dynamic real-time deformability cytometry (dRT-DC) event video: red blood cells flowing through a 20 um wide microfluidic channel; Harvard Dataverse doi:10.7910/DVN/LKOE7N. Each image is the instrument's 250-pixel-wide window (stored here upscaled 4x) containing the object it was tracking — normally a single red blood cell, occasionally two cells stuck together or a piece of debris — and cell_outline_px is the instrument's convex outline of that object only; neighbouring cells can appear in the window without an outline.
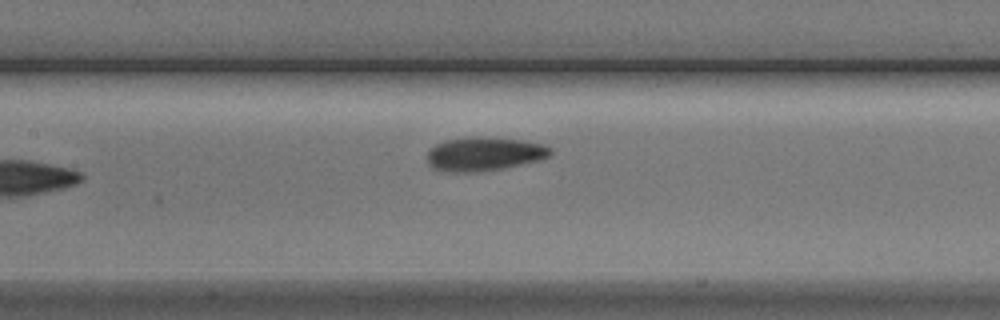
{"species": "Egyptian fruit bat (a non-hibernating species)", "species_latin": "Rousettus aegyptiacus", "temperature_condition": "cold", "stored_images_in_passage": 4, "camera_frame_rate_fps": 3000, "um_per_image_px": 0.085, "animal": {"sex": "male"}, "frame": {"image": 1, "passage_image": 4, "time_ms": 3.667, "image_size_px": [1000, 320], "cell_outline_px": [[552, 152], [548, 156], [540, 160], [504, 168], [480, 172], [440, 172], [432, 168], [428, 164], [428, 148], [444, 140], [472, 136], [476, 136], [520, 140], [544, 144], [552, 148]], "centroid_in_image_um": [41.11, 13.09], "position_along_channel_um": 166.3, "area_um2": 24.62}}